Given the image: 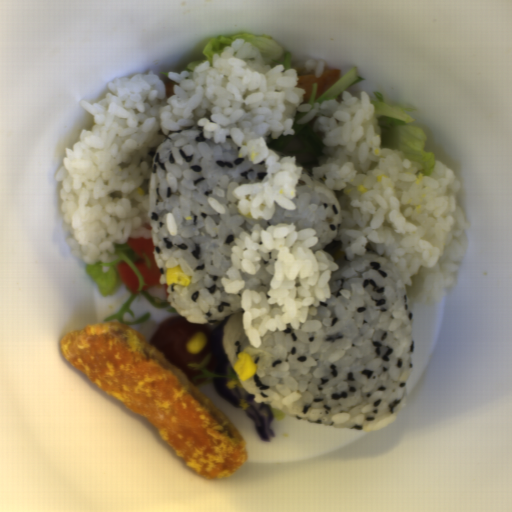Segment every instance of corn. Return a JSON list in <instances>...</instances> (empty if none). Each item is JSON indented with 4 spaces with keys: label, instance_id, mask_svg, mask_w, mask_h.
<instances>
[{
    "label": "corn",
    "instance_id": "51d56268",
    "mask_svg": "<svg viewBox=\"0 0 512 512\" xmlns=\"http://www.w3.org/2000/svg\"><path fill=\"white\" fill-rule=\"evenodd\" d=\"M232 371L238 375L239 381L242 384L252 377L254 373L258 375V362L246 353H238Z\"/></svg>",
    "mask_w": 512,
    "mask_h": 512
},
{
    "label": "corn",
    "instance_id": "f1292c28",
    "mask_svg": "<svg viewBox=\"0 0 512 512\" xmlns=\"http://www.w3.org/2000/svg\"><path fill=\"white\" fill-rule=\"evenodd\" d=\"M190 279L182 271L181 266L167 267L166 270V282L168 285L176 284L180 286H187Z\"/></svg>",
    "mask_w": 512,
    "mask_h": 512
},
{
    "label": "corn",
    "instance_id": "5cfa1b94",
    "mask_svg": "<svg viewBox=\"0 0 512 512\" xmlns=\"http://www.w3.org/2000/svg\"><path fill=\"white\" fill-rule=\"evenodd\" d=\"M206 341V334L201 331L194 332L189 341L185 344L186 350L191 353H200L204 350Z\"/></svg>",
    "mask_w": 512,
    "mask_h": 512
},
{
    "label": "corn",
    "instance_id": "cfcad685",
    "mask_svg": "<svg viewBox=\"0 0 512 512\" xmlns=\"http://www.w3.org/2000/svg\"><path fill=\"white\" fill-rule=\"evenodd\" d=\"M225 386L230 390V389H233V388H235V387H238V383L234 382V381H233V380H231V379H227V378H226Z\"/></svg>",
    "mask_w": 512,
    "mask_h": 512
}]
</instances>
